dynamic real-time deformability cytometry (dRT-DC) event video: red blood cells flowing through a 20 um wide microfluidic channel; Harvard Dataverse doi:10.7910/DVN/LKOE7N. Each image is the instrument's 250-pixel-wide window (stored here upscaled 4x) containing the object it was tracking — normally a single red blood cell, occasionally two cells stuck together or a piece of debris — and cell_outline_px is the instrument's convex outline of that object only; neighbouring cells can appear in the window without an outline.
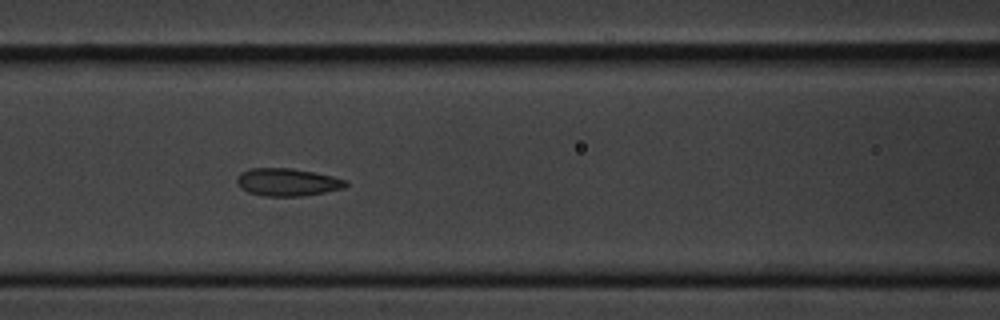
{"species": "common noctule bat (a hibernating species)", "species_latin": "Nyctalus noctula", "temperature_condition": "cold", "stored_images_in_passage": 8, "camera_frame_rate_fps": 3000, "um_per_image_px": 0.085, "animal": {"sex": "male", "body_mass_g": 20.1, "forearm_length_mm": 53.5}, "frame": {"image": 1, "passage_image": 6, "time_ms": 6.667, "image_size_px": [1000, 320], "cell_outline_px": [[348, 184], [344, 188], [324, 192], [300, 196], [264, 196], [248, 192], [240, 188], [236, 184], [236, 176], [240, 172], [252, 168], [292, 168], [332, 176], [344, 180]], "centroid_in_image_um": [24.36, 15.48], "position_along_channel_um": 142.2, "area_um2": 17.51}}
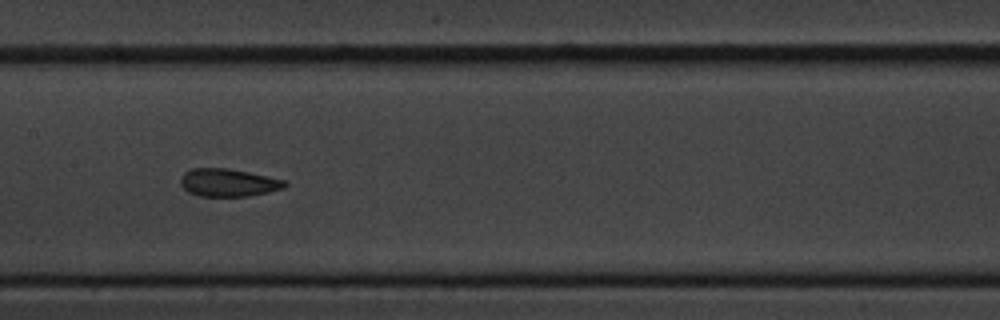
{"frame": {"image": 2, "passage_image": 7, "time_ms": 8.0, "image_size_px": [1000, 320], "cell_outline_px": [[288, 184], [284, 188], [268, 192], [248, 196], [200, 196], [188, 192], [180, 184], [180, 176], [184, 172], [192, 168], [228, 168], [268, 176], [284, 180]], "centroid_in_image_um": [19.38, 15.52], "position_along_channel_um": 188.0, "area_um2": 16.94}}
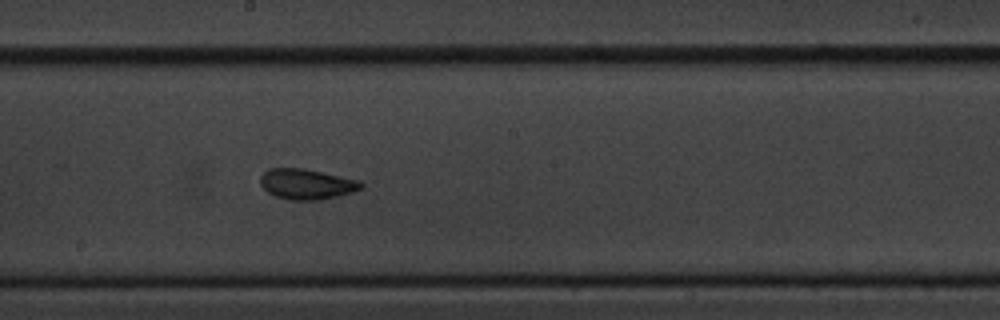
{"frame": {"image": 3, "passage_image": 8, "time_ms": 9.0, "image_size_px": [1000, 320], "cell_outline_px": [[364, 188], [352, 192], [320, 200], [288, 200], [276, 196], [268, 192], [260, 184], [260, 176], [268, 168], [304, 168], [360, 180], [364, 184]], "centroid_in_image_um": [26.07, 15.64], "position_along_channel_um": 222.1, "area_um2": 17.98}}